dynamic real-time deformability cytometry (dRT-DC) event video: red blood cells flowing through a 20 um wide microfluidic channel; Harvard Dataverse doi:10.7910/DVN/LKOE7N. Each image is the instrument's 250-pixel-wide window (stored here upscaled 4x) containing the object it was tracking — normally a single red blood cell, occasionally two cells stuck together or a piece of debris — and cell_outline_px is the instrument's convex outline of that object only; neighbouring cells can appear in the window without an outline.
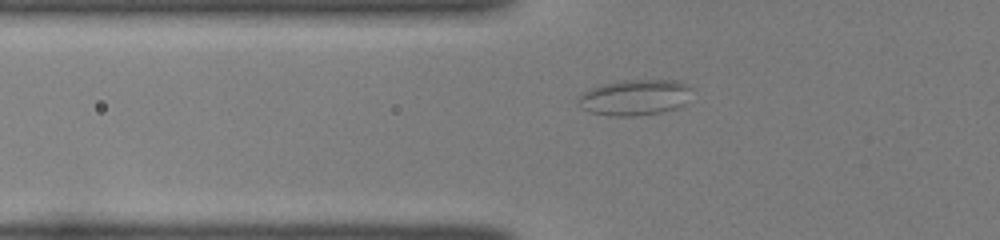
{"species": "common noctule bat (a hibernating species)", "species_latin": "Nyctalus noctula", "temperature_condition": "room temperature", "stored_images_in_passage": 38, "camera_frame_rate_fps": 3000, "um_per_image_px": 0.085, "animal": {"sex": "female", "body_mass_g": 22.0, "forearm_length_mm": 56.7}, "frame": {"image": 1, "passage_image": 6, "time_ms": 1.667, "image_size_px": [1000, 240], "cell_outline_px": [[688, 88], [684, 104], [676, 108], [660, 112], [636, 116], [608, 116], [592, 112], [576, 104], [576, 100], [580, 92], [596, 84], [624, 80], [676, 80], [684, 84]], "centroid_in_image_um": [53.81, 8.27], "position_along_channel_um": 72.0, "area_um2": 23.7}}
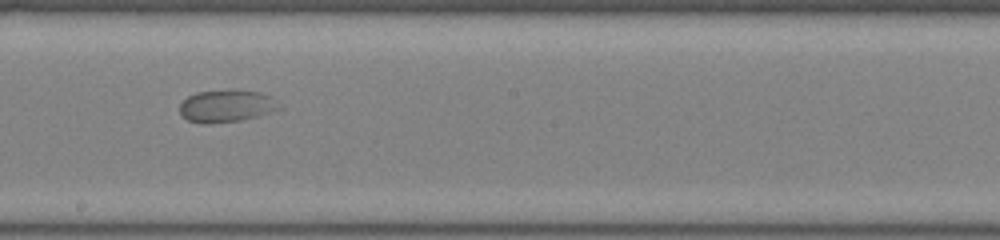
{"frame": {"image": 2, "passage_image": 18, "time_ms": 5.667, "image_size_px": [1000, 240], "cell_outline_px": [[284, 108], [256, 116], [240, 120], [208, 124], [200, 124], [188, 120], [180, 116], [180, 104], [188, 96], [196, 92], [228, 88], [236, 88], [260, 92], [272, 96]], "centroid_in_image_um": [19.26, 8.98], "position_along_channel_um": 228.9, "area_um2": 19.36}}
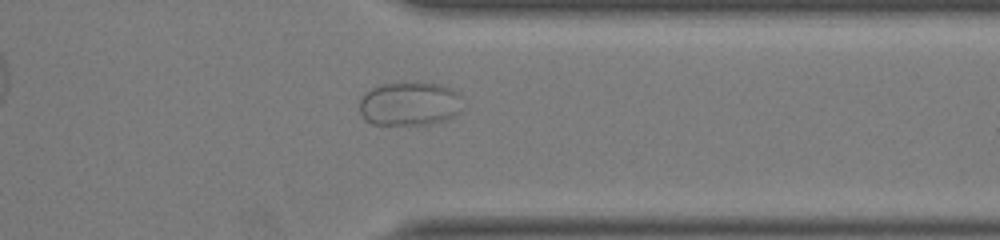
{"frame": {"image": 3, "passage_image": 29, "time_ms": 9.333, "image_size_px": [1000, 240], "cell_outline_px": [[464, 96], [456, 116], [448, 120], [432, 124], [372, 124], [364, 120], [360, 112], [360, 100], [364, 92], [380, 84], [400, 80], [416, 80], [440, 84], [452, 88], [460, 92]], "centroid_in_image_um": [34.84, 8.77], "position_along_channel_um": 376.6, "area_um2": 27.57}}